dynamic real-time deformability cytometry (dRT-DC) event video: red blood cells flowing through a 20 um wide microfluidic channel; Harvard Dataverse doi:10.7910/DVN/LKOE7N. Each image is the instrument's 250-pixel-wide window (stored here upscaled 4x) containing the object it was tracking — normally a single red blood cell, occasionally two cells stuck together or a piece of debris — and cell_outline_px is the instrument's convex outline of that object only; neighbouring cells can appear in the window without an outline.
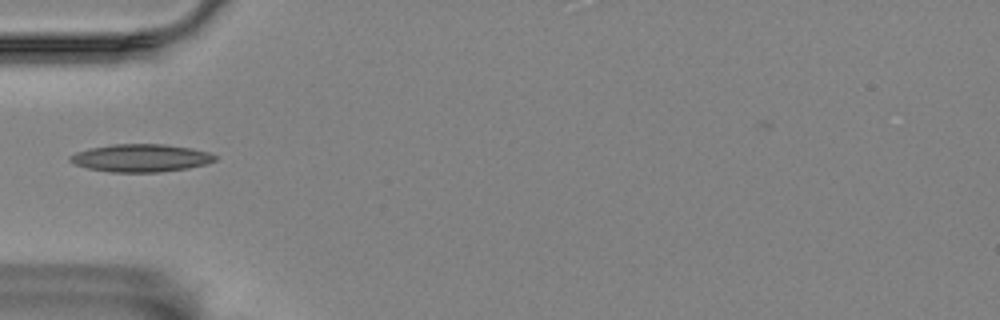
{"species": "Egyptian fruit bat (a non-hibernating species)", "species_latin": "Rousettus aegyptiacus", "temperature_condition": "room temperature", "stored_images_in_passage": 8, "camera_frame_rate_fps": 3000, "um_per_image_px": 0.085, "animal": {"sex": "female"}, "frame": {"image": 1, "passage_image": 2, "time_ms": 1.333, "image_size_px": [1000, 320], "cell_outline_px": [[216, 160], [204, 164], [188, 168], [156, 172], [112, 172], [88, 168], [76, 164], [68, 160], [68, 156], [76, 152], [92, 148], [112, 144], [164, 144], [192, 148], [208, 152], [216, 156]], "centroid_in_image_um": [11.96, 13.42], "position_along_channel_um": 73.0, "area_um2": 23.24}}
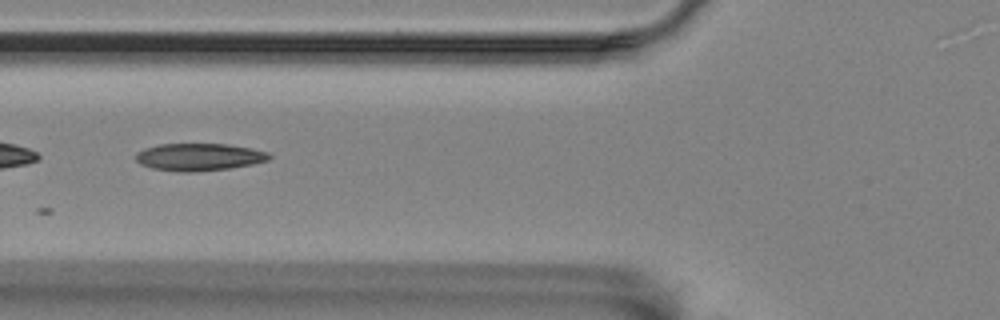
{"frame": {"image": 2, "passage_image": 3, "time_ms": 2.333, "image_size_px": [1000, 320], "cell_outline_px": [[272, 156], [268, 160], [252, 164], [228, 168], [192, 172], [184, 172], [152, 168], [140, 164], [136, 160], [136, 152], [144, 148], [160, 144], [228, 144], [252, 148], [268, 152]], "centroid_in_image_um": [16.92, 13.33], "position_along_channel_um": 108.9, "area_um2": 21.21}}